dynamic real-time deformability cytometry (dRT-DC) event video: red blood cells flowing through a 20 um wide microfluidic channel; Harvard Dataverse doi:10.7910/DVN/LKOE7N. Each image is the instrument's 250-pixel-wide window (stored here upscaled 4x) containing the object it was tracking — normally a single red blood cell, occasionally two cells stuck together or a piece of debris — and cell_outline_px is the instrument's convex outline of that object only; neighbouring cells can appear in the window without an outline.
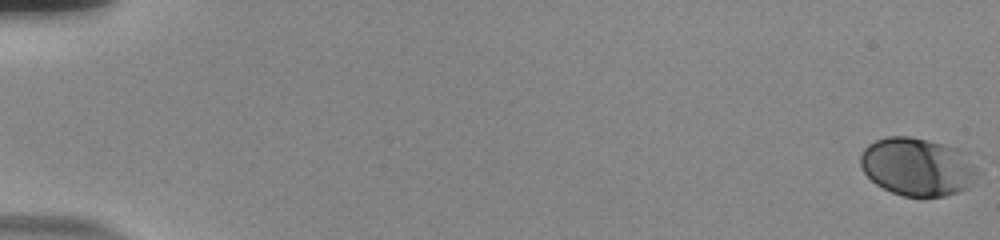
{"species": "human", "species_latin": "Homo sapiens", "temperature_condition": "room temperature", "stored_images_in_passage": 57, "camera_frame_rate_fps": 3000, "um_per_image_px": 0.085, "donor": {"sex": "male"}, "frame": {"image": 1, "passage_image": 1, "time_ms": 0.0, "image_size_px": [1000, 240], "cell_outline_px": [[980, 176], [968, 188], [944, 196], [904, 196], [892, 192], [876, 184], [864, 172], [860, 164], [860, 156], [864, 148], [868, 144], [876, 140], [888, 136], [912, 136], [944, 144], [968, 152], [980, 168]], "centroid_in_image_um": [78.06, 14.16], "position_along_channel_um": 6.9, "area_um2": 40.29}}
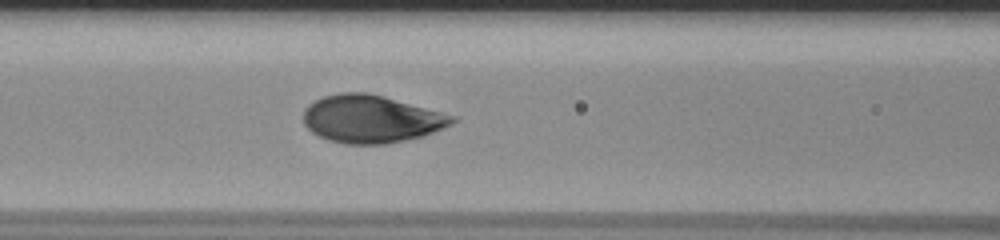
{"frame": {"image": 2, "passage_image": 27, "time_ms": 8.667, "image_size_px": [1000, 240], "cell_outline_px": [[460, 120], [444, 128], [424, 136], [384, 144], [344, 144], [328, 140], [312, 132], [304, 124], [304, 108], [308, 104], [324, 96], [340, 92], [368, 92], [384, 96], [456, 116]], "centroid_in_image_um": [31.57, 10.11], "position_along_channel_um": 135.0, "area_um2": 41.5}}
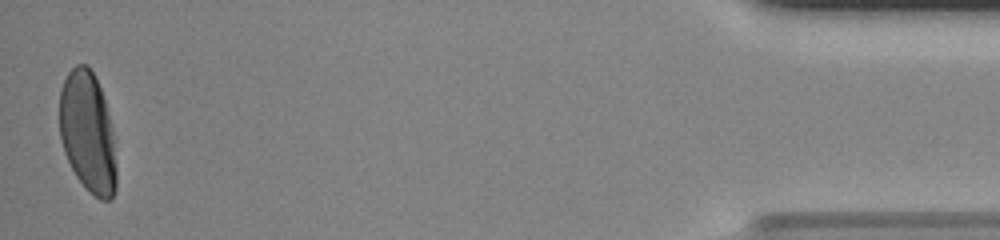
{"frame": {"image": 3, "passage_image": 57, "time_ms": 18.667, "image_size_px": [1000, 240], "cell_outline_px": [[116, 188], [112, 196], [108, 200], [100, 200], [88, 192], [76, 176], [64, 152], [60, 140], [60, 92], [64, 80], [68, 72], [76, 64], [88, 64], [96, 76], [104, 100], [112, 132], [116, 168]], "centroid_in_image_um": [7.44, 11.25], "position_along_channel_um": 427.8, "area_um2": 39.88}, "authors_computed_cell_mechanics": {"area_um2": 40.46, "velocity_mm_per_s": 3.7139, "shape_relaxation_time_tau1_ms": 2.9625, "shape_relaxation_time_tau2_ms": null, "deformation_change_tau1": 0.154, "deformation_change_tau2": null}}